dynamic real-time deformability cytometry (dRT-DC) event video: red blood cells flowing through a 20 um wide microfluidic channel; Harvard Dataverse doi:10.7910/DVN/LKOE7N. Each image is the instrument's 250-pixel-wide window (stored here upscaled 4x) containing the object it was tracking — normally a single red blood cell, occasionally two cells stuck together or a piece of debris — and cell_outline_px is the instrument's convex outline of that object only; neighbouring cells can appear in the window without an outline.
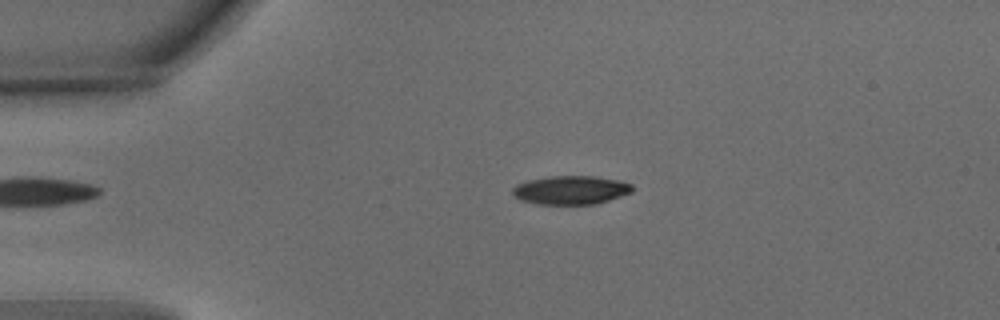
{"species": "common noctule bat (a hibernating species)", "species_latin": "Nyctalus noctula", "temperature_condition": "warm", "stored_images_in_passage": 43, "camera_frame_rate_fps": 3000, "um_per_image_px": 0.085, "animal": {"sex": "male", "body_mass_g": 15.6}, "frame": {"image": 1, "passage_image": 2, "time_ms": 0.333, "image_size_px": [1000, 320], "cell_outline_px": [[632, 192], [596, 204], [536, 204], [520, 200], [512, 192], [512, 188], [516, 184], [528, 180], [552, 176], [596, 176], [616, 180], [632, 184]], "centroid_in_image_um": [48.49, 16.15], "position_along_channel_um": 36.5, "area_um2": 19.88}}
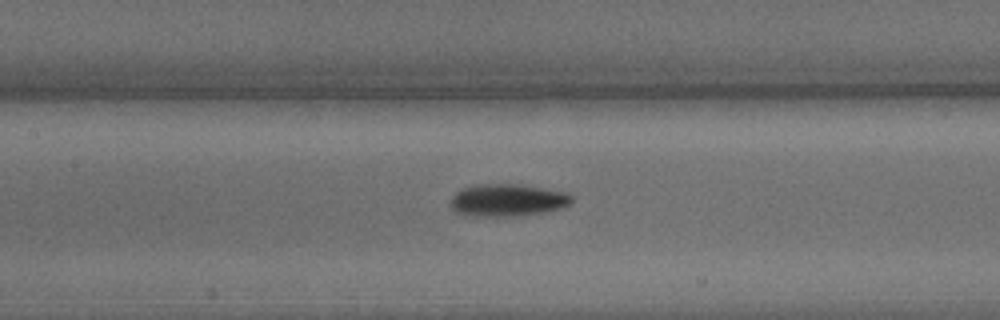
{"frame": {"image": 2, "passage_image": 15, "time_ms": 4.667, "image_size_px": [1000, 320], "cell_outline_px": [[572, 200], [568, 204], [560, 208], [544, 212], [516, 216], [468, 216], [456, 212], [452, 208], [452, 196], [460, 188], [480, 184], [512, 184], [540, 188], [564, 192], [572, 196]], "centroid_in_image_um": [43.08, 17.02], "position_along_channel_um": 164.3, "area_um2": 22.54}}
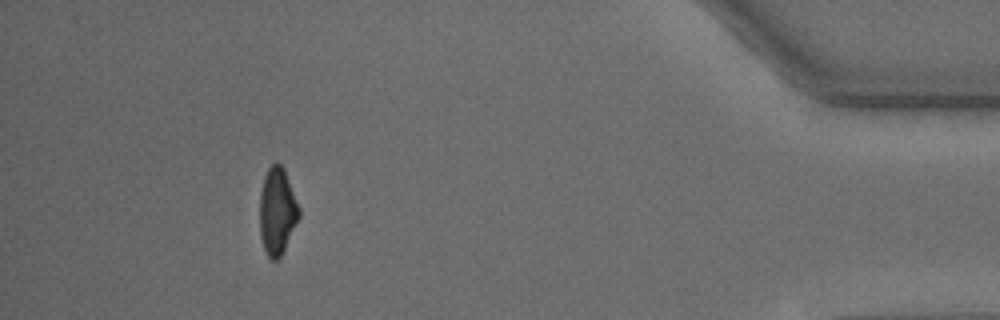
{"frame": {"image": 3, "passage_image": 39, "time_ms": 12.667, "image_size_px": [1000, 320], "cell_outline_px": [[300, 216], [280, 256], [276, 260], [272, 260], [268, 256], [264, 248], [260, 236], [260, 192], [264, 176], [268, 168], [276, 160], [284, 168], [300, 208]], "centroid_in_image_um": [23.56, 17.9], "position_along_channel_um": 411.6, "area_um2": 19.83}, "authors_computed_cell_mechanics": {"area_um2": 20.9236, "velocity_mm_per_s": 3.811, "shape_relaxation_time_tau1_ms": 3.2463, "shape_relaxation_time_tau2_ms": 4.259, "deformation_change_tau1": 0.1562, "deformation_change_tau2": 0.119}}